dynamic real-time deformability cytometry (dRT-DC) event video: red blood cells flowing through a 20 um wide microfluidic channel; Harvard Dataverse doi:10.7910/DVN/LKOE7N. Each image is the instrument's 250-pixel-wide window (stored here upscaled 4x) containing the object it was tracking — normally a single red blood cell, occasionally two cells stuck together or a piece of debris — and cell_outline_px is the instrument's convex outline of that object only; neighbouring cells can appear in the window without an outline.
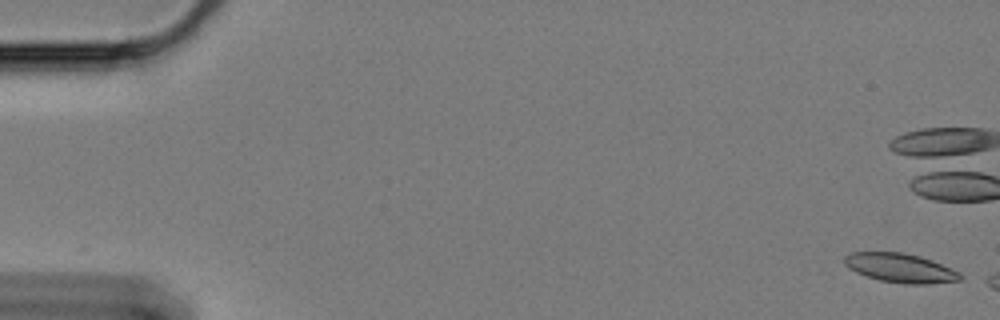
{"species": "Egyptian fruit bat (a non-hibernating species)", "species_latin": "Rousettus aegyptiacus", "temperature_condition": "cold", "stored_images_in_passage": 15, "camera_frame_rate_fps": 3000, "um_per_image_px": 0.085, "animal": {"sex": "female"}, "frame": {"image": 1, "passage_image": 1, "time_ms": 0.0, "image_size_px": [1000, 320], "cell_outline_px": [[964, 276], [960, 280], [928, 284], [904, 284], [880, 280], [856, 272], [848, 268], [844, 264], [844, 256], [852, 252], [900, 252], [916, 256], [940, 264], [960, 272]], "centroid_in_image_um": [76.5, 22.79], "position_along_channel_um": 8.5, "area_um2": 19.36}}